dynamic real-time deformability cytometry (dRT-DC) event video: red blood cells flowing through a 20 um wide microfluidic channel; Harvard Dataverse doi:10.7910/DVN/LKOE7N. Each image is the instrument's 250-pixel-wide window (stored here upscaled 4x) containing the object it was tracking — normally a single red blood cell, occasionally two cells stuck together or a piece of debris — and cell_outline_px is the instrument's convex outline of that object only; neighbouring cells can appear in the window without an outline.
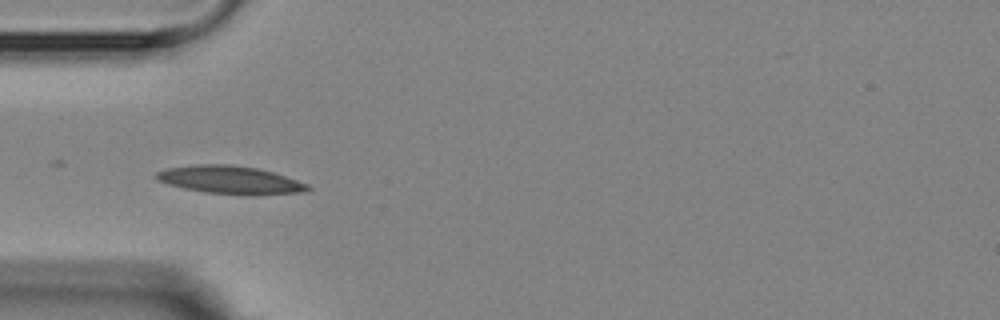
{"species": "Egyptian fruit bat (a non-hibernating species)", "species_latin": "Rousettus aegyptiacus", "temperature_condition": "room temperature", "stored_images_in_passage": 5, "camera_frame_rate_fps": 3000, "um_per_image_px": 0.085, "animal": {"sex": "female"}, "frame": {"image": 1, "passage_image": 4, "time_ms": 3.667, "image_size_px": [1000, 320], "cell_outline_px": [[312, 188], [308, 192], [204, 192], [184, 188], [168, 184], [156, 180], [152, 176], [156, 172], [168, 168], [196, 164], [232, 164], [256, 168], [272, 172], [308, 184]], "centroid_in_image_um": [19.44, 15.23], "position_along_channel_um": 65.6, "area_um2": 23.52}}
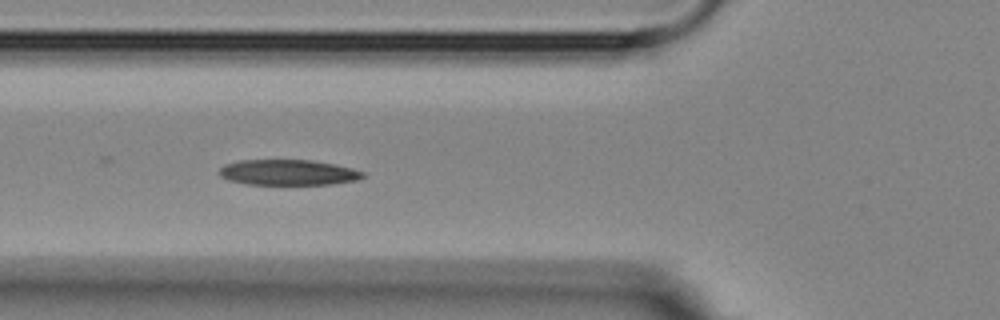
{"frame": {"image": 2, "passage_image": 5, "time_ms": 4.667, "image_size_px": [1000, 320], "cell_outline_px": [[368, 176], [356, 180], [332, 184], [244, 184], [228, 180], [220, 176], [220, 168], [224, 164], [240, 160], [312, 160], [336, 164], [352, 168], [364, 172]], "centroid_in_image_um": [24.51, 14.65], "position_along_channel_um": 101.3, "area_um2": 21.5}}